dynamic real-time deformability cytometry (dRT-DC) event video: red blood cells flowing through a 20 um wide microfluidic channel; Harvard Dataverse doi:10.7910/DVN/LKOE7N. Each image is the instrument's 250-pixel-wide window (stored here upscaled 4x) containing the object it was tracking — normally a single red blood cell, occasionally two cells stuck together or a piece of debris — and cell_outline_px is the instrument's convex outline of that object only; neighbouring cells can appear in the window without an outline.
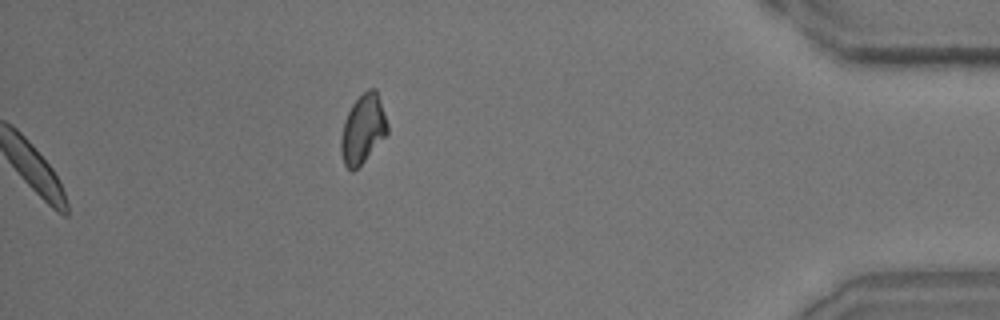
{"species": "common noctule bat (a hibernating species)", "species_latin": "Nyctalus noctula", "temperature_condition": "room temperature", "stored_images_in_passage": 32, "camera_frame_rate_fps": 3000, "um_per_image_px": 0.085, "animal": {"sex": "male", "body_mass_g": 15.6}, "frame": {"image": 1, "passage_image": 32, "time_ms": 10.333, "image_size_px": [1000, 320], "cell_outline_px": [[388, 132], [364, 160], [352, 172], [344, 164], [340, 152], [340, 140], [344, 120], [352, 104], [368, 88], [376, 88], [388, 124]], "centroid_in_image_um": [30.83, 10.95], "position_along_channel_um": 404.4, "area_um2": 18.38}}